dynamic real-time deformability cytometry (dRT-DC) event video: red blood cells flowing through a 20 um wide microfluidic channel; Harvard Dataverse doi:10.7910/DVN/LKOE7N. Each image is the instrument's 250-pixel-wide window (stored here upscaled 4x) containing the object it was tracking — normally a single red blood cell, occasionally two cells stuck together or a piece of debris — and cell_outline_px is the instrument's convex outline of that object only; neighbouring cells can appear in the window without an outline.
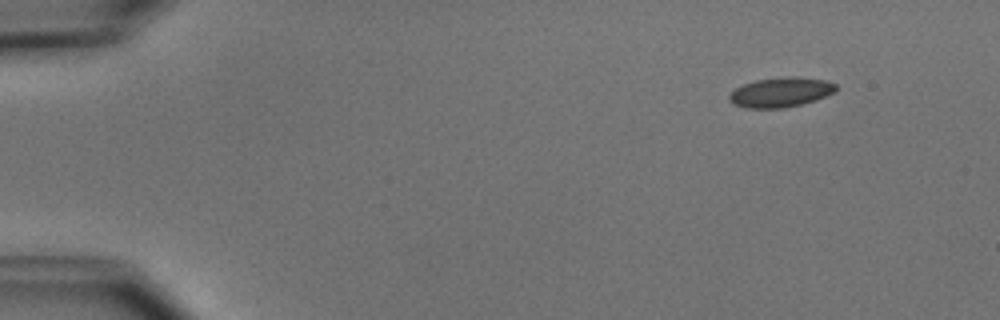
{"species": "common noctule bat (a hibernating species)", "species_latin": "Nyctalus noctula", "temperature_condition": "cold", "stored_images_in_passage": 5, "segment_of_instrument_passage": [1, 2], "camera_frame_rate_fps": 3000, "um_per_image_px": 0.085, "animal": {"sex": "male", "body_mass_g": 15.6}, "frame": {"image": 1, "passage_image": 2, "time_ms": 1.333, "image_size_px": [1000, 320], "cell_outline_px": [[836, 88], [832, 92], [816, 100], [784, 108], [748, 108], [732, 104], [728, 100], [728, 96], [736, 88], [744, 84], [756, 80], [784, 76], [796, 76], [824, 80], [836, 84]], "centroid_in_image_um": [66.32, 7.84], "position_along_channel_um": 18.7, "area_um2": 18.38}}
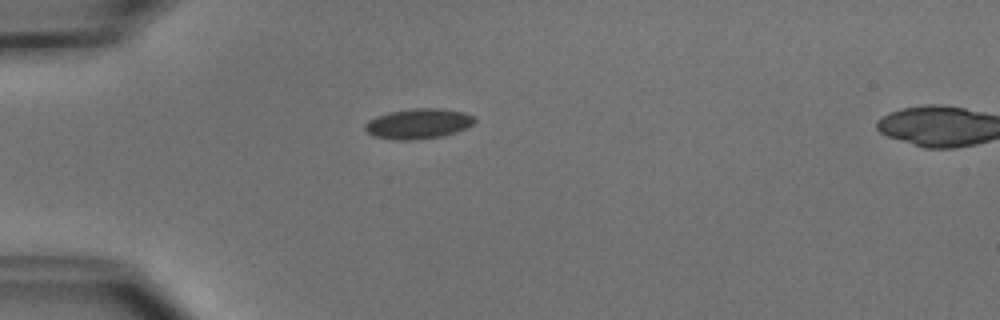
{"frame": {"image": 2, "passage_image": 4, "time_ms": 4.333, "image_size_px": [1000, 320], "cell_outline_px": [[476, 120], [472, 124], [456, 132], [444, 136], [420, 140], [400, 140], [376, 136], [368, 132], [364, 128], [364, 124], [368, 120], [376, 116], [388, 112], [412, 108], [440, 108], [464, 112], [476, 116]], "centroid_in_image_um": [35.58, 10.5], "position_along_channel_um": 49.4, "area_um2": 19.42}}